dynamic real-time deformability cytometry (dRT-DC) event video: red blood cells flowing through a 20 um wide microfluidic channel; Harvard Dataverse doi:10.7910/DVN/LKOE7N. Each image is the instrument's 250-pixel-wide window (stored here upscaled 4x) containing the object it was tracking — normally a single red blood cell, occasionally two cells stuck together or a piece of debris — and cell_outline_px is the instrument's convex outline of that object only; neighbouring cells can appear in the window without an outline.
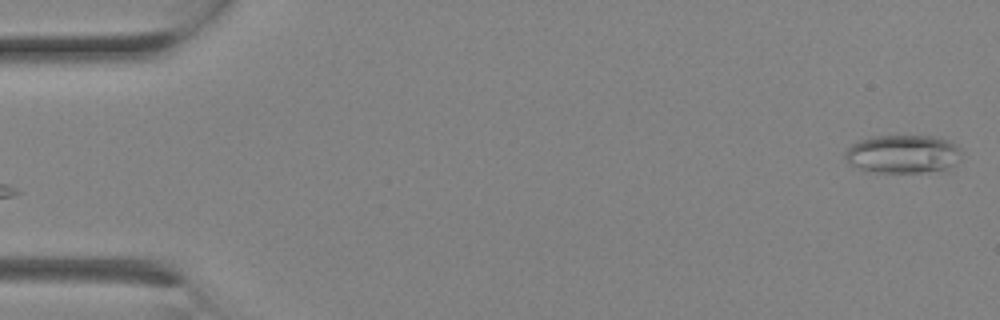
{"species": "Egyptian fruit bat (a non-hibernating species)", "species_latin": "Rousettus aegyptiacus", "temperature_condition": "room temperature", "stored_images_in_passage": 2, "camera_frame_rate_fps": 3000, "um_per_image_px": 0.085, "animal": {"sex": "female"}, "frame": {"image": 1, "passage_image": 2, "time_ms": 0.333, "image_size_px": [1000, 320], "cell_outline_px": [[960, 152], [948, 172], [864, 172], [848, 164], [844, 156], [844, 152], [852, 144], [860, 140], [872, 136], [936, 136], [960, 148]], "centroid_in_image_um": [76.68, 13.12], "position_along_channel_um": 8.3, "area_um2": 26.24}}